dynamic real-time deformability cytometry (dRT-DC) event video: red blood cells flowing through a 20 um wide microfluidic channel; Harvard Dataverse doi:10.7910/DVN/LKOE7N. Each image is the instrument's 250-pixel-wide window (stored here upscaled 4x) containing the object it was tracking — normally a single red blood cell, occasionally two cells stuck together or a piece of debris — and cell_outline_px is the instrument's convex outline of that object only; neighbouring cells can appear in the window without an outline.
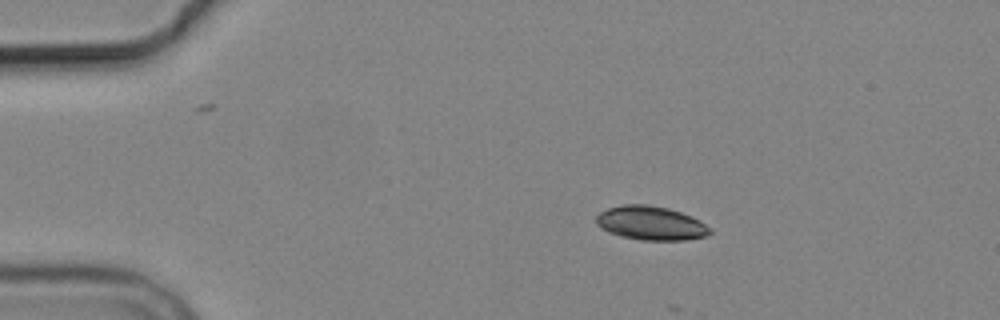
{"species": "common noctule bat (a hibernating species)", "species_latin": "Nyctalus noctula", "temperature_condition": "cold", "stored_images_in_passage": 4, "camera_frame_rate_fps": 3000, "um_per_image_px": 0.085, "animal": {"sex": "male", "body_mass_g": 19.2, "forearm_length_mm": 51.8}, "frame": {"image": 1, "passage_image": 2, "time_ms": 1.333, "image_size_px": [1000, 320], "cell_outline_px": [[712, 232], [708, 236], [684, 240], [640, 240], [620, 236], [608, 232], [600, 228], [596, 224], [596, 216], [600, 212], [608, 208], [624, 204], [648, 204], [668, 208], [692, 216], [700, 220], [712, 228]], "centroid_in_image_um": [55.34, 18.97], "position_along_channel_um": 29.7, "area_um2": 22.77}}